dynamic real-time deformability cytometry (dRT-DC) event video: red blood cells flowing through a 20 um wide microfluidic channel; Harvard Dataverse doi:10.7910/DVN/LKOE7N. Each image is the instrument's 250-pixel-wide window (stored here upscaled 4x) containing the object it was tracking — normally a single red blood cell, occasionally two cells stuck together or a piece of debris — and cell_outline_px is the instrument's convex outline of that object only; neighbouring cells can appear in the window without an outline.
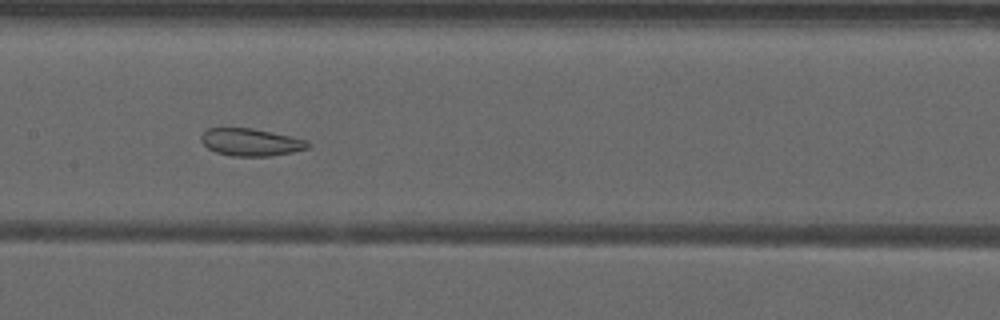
{"species": "common noctule bat (a hibernating species)", "species_latin": "Nyctalus noctula", "temperature_condition": "warm", "stored_images_in_passage": 53, "camera_frame_rate_fps": 3000, "um_per_image_px": 0.085, "animal": {"sex": "male", "forearm_length_mm": 52.5}, "frame": {"image": 1, "passage_image": 27, "time_ms": 8.667, "image_size_px": [1000, 320], "cell_outline_px": [[312, 144], [308, 148], [292, 152], [268, 156], [232, 156], [216, 152], [208, 148], [200, 140], [200, 136], [208, 128], [252, 128], [292, 136], [308, 140]], "centroid_in_image_um": [21.34, 12.08], "position_along_channel_um": 186.1, "area_um2": 17.11}}
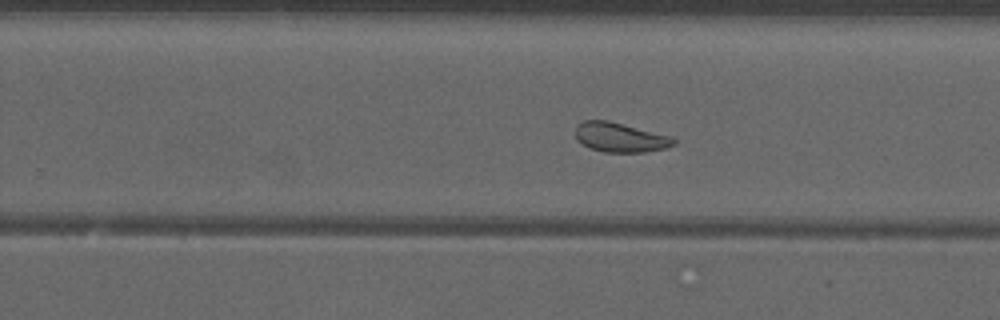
{"frame": {"image": 2, "passage_image": 34, "time_ms": 11.0, "image_size_px": [1000, 320], "cell_outline_px": [[676, 144], [664, 148], [644, 152], [604, 152], [592, 148], [576, 140], [576, 124], [584, 120], [608, 120], [672, 136], [676, 140]], "centroid_in_image_um": [52.72, 11.66], "position_along_channel_um": 277.1, "area_um2": 16.88}}
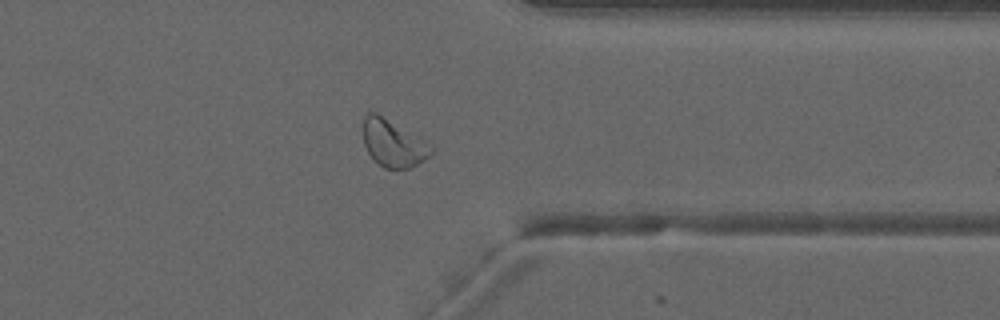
{"frame": {"image": 3, "passage_image": 42, "time_ms": 13.667, "image_size_px": [1000, 320], "cell_outline_px": [[432, 152], [428, 156], [416, 164], [408, 168], [384, 168], [368, 152], [364, 144], [364, 116], [368, 112], [376, 112], [432, 148]], "centroid_in_image_um": [33.34, 12.19], "position_along_channel_um": 378.1, "area_um2": 17.46}, "authors_computed_cell_mechanics": {"area_um2": 22.0218, "velocity_mm_per_s": 3.9262, "shape_relaxation_time_tau1_ms": null, "shape_relaxation_time_tau2_ms": 1.4851, "deformation_change_tau1": null, "deformation_change_tau2": 0.0708}}